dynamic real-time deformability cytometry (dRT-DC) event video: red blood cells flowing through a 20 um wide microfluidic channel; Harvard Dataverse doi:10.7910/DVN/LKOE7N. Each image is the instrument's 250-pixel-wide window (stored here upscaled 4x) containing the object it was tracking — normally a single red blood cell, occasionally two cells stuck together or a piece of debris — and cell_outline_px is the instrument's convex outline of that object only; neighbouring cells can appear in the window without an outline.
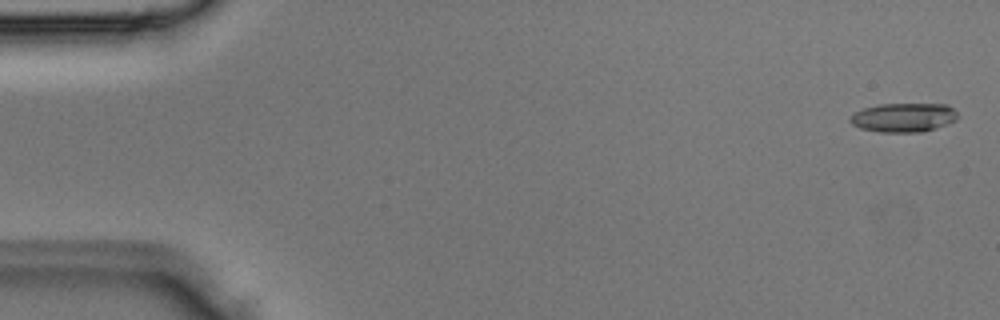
{"species": "Egyptian fruit bat (a non-hibernating species)", "species_latin": "Rousettus aegyptiacus", "temperature_condition": "room temperature", "stored_images_in_passage": 5, "camera_frame_rate_fps": 3000, "um_per_image_px": 0.085, "animal": {"sex": "male"}, "frame": {"image": 1, "passage_image": 1, "time_ms": 0.0, "image_size_px": [1000, 320], "cell_outline_px": [[956, 120], [936, 128], [920, 132], [880, 132], [860, 128], [852, 124], [848, 120], [848, 116], [864, 108], [880, 104], [948, 104], [956, 112]], "centroid_in_image_um": [76.77, 9.98], "position_along_channel_um": 8.2, "area_um2": 18.15}}
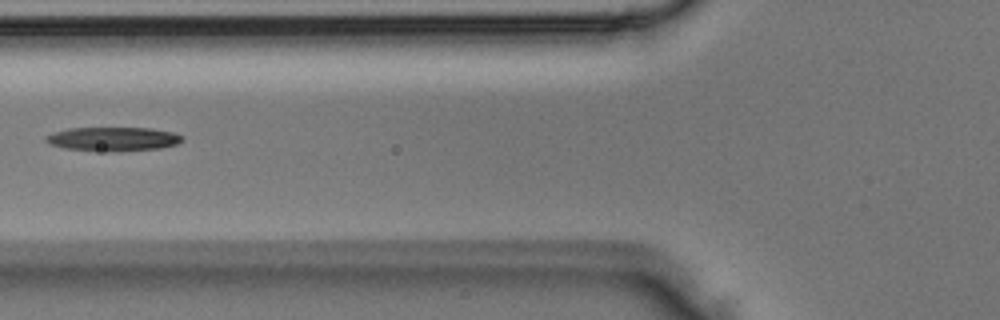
{"frame": {"image": 2, "passage_image": 5, "time_ms": 1.333, "image_size_px": [1000, 320], "cell_outline_px": [[184, 140], [176, 144], [160, 148], [64, 148], [48, 144], [44, 140], [44, 136], [68, 128], [152, 128], [172, 132], [184, 136]], "centroid_in_image_um": [9.61, 11.75], "position_along_channel_um": 116.2, "area_um2": 17.74}}